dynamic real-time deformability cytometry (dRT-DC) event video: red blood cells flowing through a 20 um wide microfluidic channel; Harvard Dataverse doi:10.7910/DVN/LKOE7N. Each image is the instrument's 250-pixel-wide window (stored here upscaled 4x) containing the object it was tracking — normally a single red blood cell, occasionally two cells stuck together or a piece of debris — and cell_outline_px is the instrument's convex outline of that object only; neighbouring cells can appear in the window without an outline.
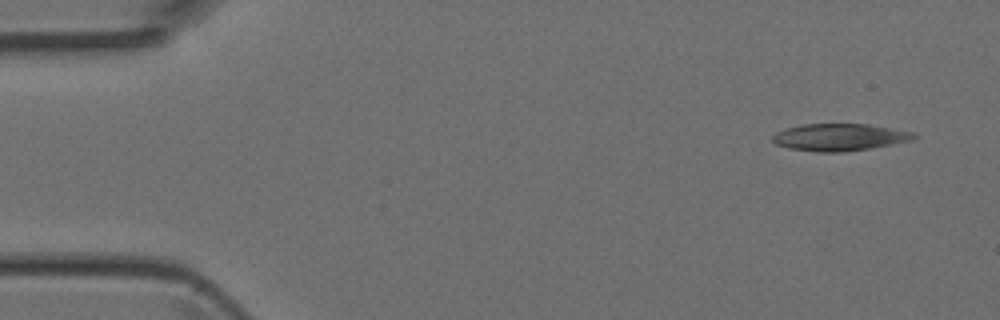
{"species": "Egyptian fruit bat (a non-hibernating species)", "species_latin": "Rousettus aegyptiacus", "temperature_condition": "room temperature", "stored_images_in_passage": 4, "camera_frame_rate_fps": 3000, "um_per_image_px": 0.085, "animal": {"sex": "female"}, "frame": {"image": 1, "passage_image": 1, "time_ms": 0.0, "image_size_px": [1000, 320], "cell_outline_px": [[920, 136], [912, 140], [892, 144], [868, 148], [840, 152], [816, 152], [788, 148], [776, 144], [772, 140], [772, 136], [776, 132], [788, 128], [804, 124], [868, 124], [916, 132]], "centroid_in_image_um": [71.39, 11.66], "position_along_channel_um": 13.6, "area_um2": 22.31}}